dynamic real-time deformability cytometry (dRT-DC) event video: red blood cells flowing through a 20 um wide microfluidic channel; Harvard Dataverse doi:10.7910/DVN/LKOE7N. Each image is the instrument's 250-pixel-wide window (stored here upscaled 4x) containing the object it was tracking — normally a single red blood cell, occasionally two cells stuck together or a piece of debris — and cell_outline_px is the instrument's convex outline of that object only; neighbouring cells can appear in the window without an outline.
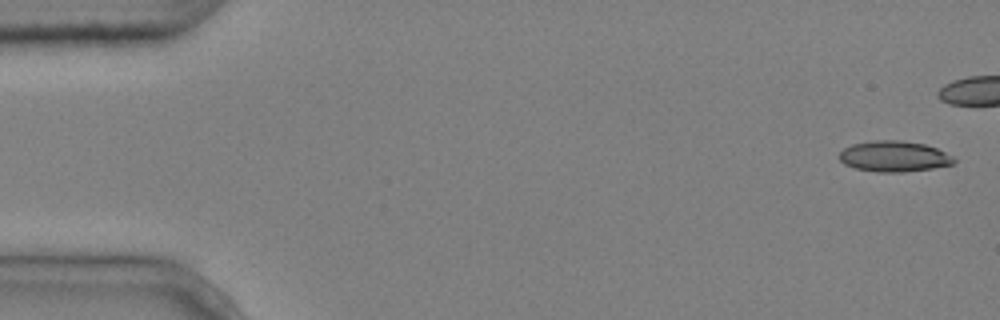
{"species": "common noctule bat (a hibernating species)", "species_latin": "Nyctalus noctula", "temperature_condition": "cold", "stored_images_in_passage": 6, "camera_frame_rate_fps": 3000, "um_per_image_px": 0.085, "animal": {"sex": "male", "body_mass_g": 20.4}, "frame": {"image": 1, "passage_image": 1, "time_ms": 0.0, "image_size_px": [1000, 320], "cell_outline_px": [[956, 160], [952, 164], [932, 168], [904, 172], [876, 172], [856, 168], [844, 164], [836, 156], [844, 148], [852, 144], [872, 140], [900, 140], [924, 144], [936, 148], [952, 156]], "centroid_in_image_um": [75.95, 13.29], "position_along_channel_um": 9.1, "area_um2": 20.58}}